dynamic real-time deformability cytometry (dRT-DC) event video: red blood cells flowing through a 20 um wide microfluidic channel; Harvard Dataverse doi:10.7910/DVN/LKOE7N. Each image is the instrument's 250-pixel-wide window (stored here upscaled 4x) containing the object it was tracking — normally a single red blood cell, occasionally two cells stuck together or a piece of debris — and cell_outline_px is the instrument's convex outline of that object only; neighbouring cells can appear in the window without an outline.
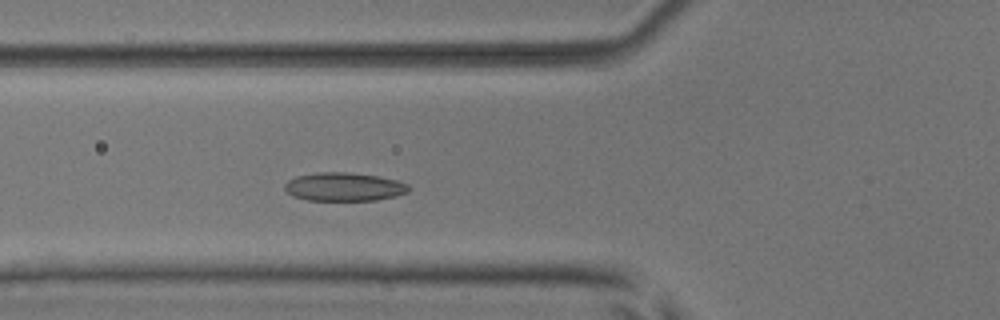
{"species": "common noctule bat (a hibernating species)", "species_latin": "Nyctalus noctula", "temperature_condition": "room temperature", "stored_images_in_passage": 4, "camera_frame_rate_fps": 3000, "um_per_image_px": 0.085, "animal": {"sex": "male", "body_mass_g": 17.9, "forearm_length_mm": 54.2}, "frame": {"image": 1, "passage_image": 4, "time_ms": 4.333, "image_size_px": [1000, 320], "cell_outline_px": [[408, 192], [396, 196], [376, 200], [308, 200], [292, 196], [284, 188], [284, 184], [288, 180], [296, 176], [316, 172], [348, 172], [380, 176], [396, 180], [408, 184]], "centroid_in_image_um": [29.23, 15.87], "position_along_channel_um": 96.6, "area_um2": 20.63}}